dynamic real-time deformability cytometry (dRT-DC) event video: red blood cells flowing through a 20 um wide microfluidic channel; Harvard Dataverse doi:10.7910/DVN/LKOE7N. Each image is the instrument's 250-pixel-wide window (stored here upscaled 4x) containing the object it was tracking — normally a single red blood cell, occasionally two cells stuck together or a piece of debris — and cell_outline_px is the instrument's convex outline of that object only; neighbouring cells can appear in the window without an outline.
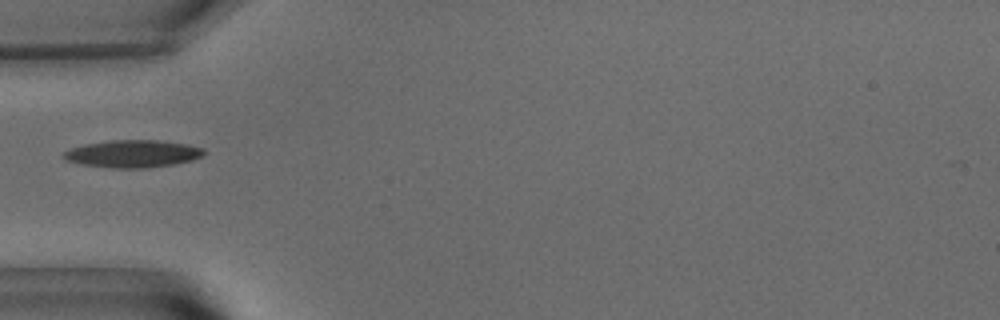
{"species": "common noctule bat (a hibernating species)", "species_latin": "Nyctalus noctula", "temperature_condition": "warm", "stored_images_in_passage": 33, "camera_frame_rate_fps": 3000, "um_per_image_px": 0.085, "animal": {"sex": "male", "body_mass_g": 15.6}, "frame": {"image": 1, "passage_image": 1, "time_ms": 0.0, "image_size_px": [1000, 320], "cell_outline_px": [[204, 156], [192, 160], [176, 164], [148, 168], [112, 168], [84, 164], [68, 160], [64, 156], [64, 152], [72, 148], [84, 144], [112, 140], [156, 140], [188, 144], [204, 148]], "centroid_in_image_um": [11.36, 13.07], "position_along_channel_um": 73.6, "area_um2": 22.31}}
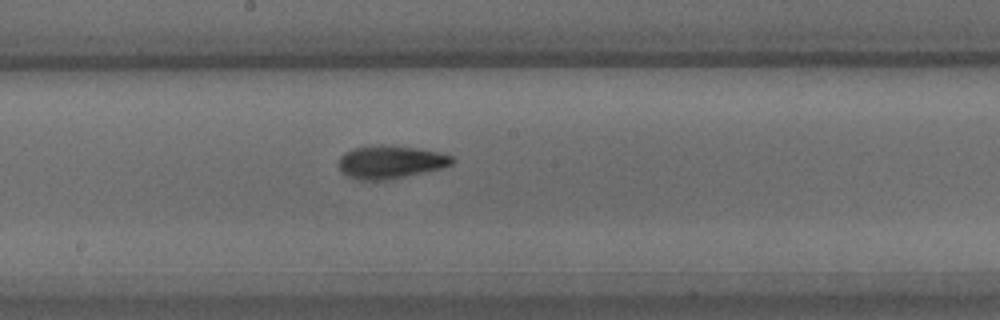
{"frame": {"image": 2, "passage_image": 12, "time_ms": 3.667, "image_size_px": [1000, 320], "cell_outline_px": [[456, 160], [452, 164], [440, 168], [388, 180], [360, 180], [348, 176], [340, 172], [340, 156], [344, 152], [352, 148], [380, 144], [392, 144], [436, 152], [452, 156]], "centroid_in_image_um": [33.15, 13.76], "position_along_channel_um": 215.0, "area_um2": 21.79}}
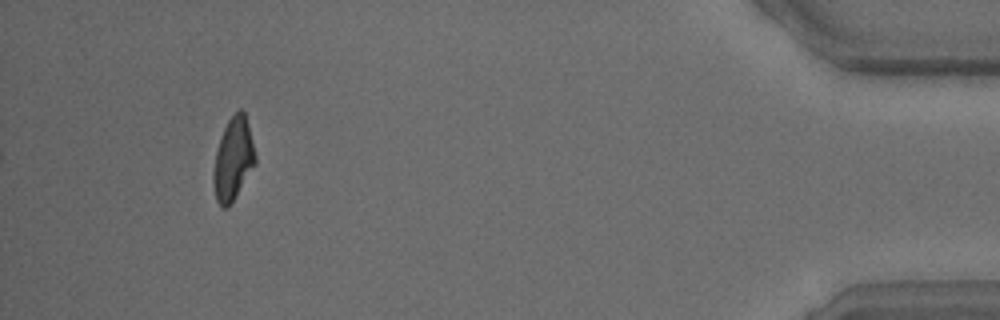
{"frame": {"image": 3, "passage_image": 33, "time_ms": 10.667, "image_size_px": [1000, 320], "cell_outline_px": [[256, 164], [228, 208], [224, 208], [216, 200], [212, 180], [212, 172], [216, 152], [224, 128], [228, 120], [240, 108], [244, 112], [248, 124], [256, 156]], "centroid_in_image_um": [19.81, 13.55], "position_along_channel_um": 415.4, "area_um2": 20.0}}